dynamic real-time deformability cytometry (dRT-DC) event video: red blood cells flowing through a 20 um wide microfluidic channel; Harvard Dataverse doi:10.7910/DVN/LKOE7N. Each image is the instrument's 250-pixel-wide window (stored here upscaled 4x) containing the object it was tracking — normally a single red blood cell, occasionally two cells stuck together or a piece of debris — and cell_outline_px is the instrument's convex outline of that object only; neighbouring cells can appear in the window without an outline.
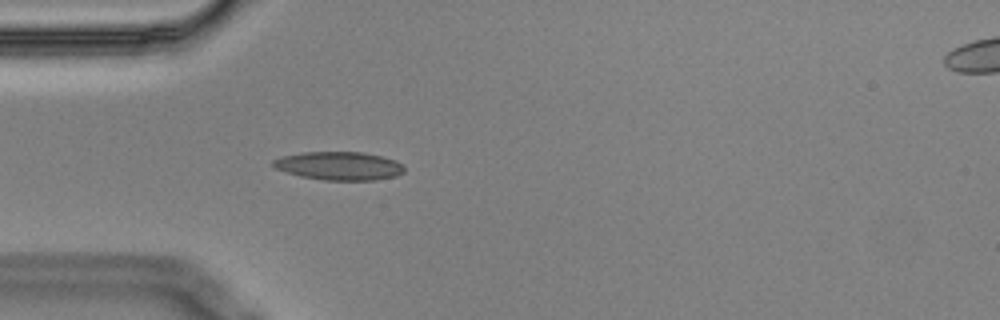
{"species": "Egyptian fruit bat (a non-hibernating species)", "species_latin": "Rousettus aegyptiacus", "temperature_condition": "cold", "stored_images_in_passage": 4, "camera_frame_rate_fps": 3000, "um_per_image_px": 0.085, "animal": {"sex": "male"}, "frame": {"image": 1, "passage_image": 4, "time_ms": 1.0, "image_size_px": [1000, 320], "cell_outline_px": [[404, 172], [396, 176], [376, 180], [324, 180], [300, 176], [276, 168], [272, 164], [272, 160], [280, 156], [300, 152], [360, 152], [380, 156], [396, 160], [404, 164]], "centroid_in_image_um": [28.84, 14.09], "position_along_channel_um": 56.2, "area_um2": 21.73}}